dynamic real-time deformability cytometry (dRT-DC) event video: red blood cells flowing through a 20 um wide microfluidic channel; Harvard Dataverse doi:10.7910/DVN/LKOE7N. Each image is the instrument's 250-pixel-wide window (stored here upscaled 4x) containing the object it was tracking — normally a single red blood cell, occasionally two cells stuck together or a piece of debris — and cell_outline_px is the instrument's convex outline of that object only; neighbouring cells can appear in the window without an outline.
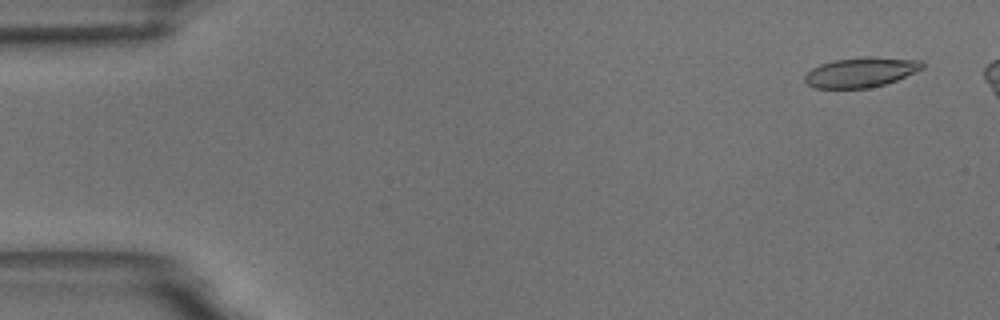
{"species": "common noctule bat (a hibernating species)", "species_latin": "Nyctalus noctula", "temperature_condition": "room temperature", "stored_images_in_passage": 27, "camera_frame_rate_fps": 3000, "um_per_image_px": 0.085, "animal": {"sex": "male", "body_mass_g": 18.8}, "frame": {"image": 1, "passage_image": 3, "time_ms": 0.667, "image_size_px": [1000, 320], "cell_outline_px": [[924, 68], [896, 80], [884, 84], [868, 88], [816, 88], [808, 84], [804, 80], [804, 76], [812, 68], [820, 64], [832, 60], [868, 56], [920, 60], [924, 64]], "centroid_in_image_um": [73.17, 6.13], "position_along_channel_um": 11.8, "area_um2": 20.4}}
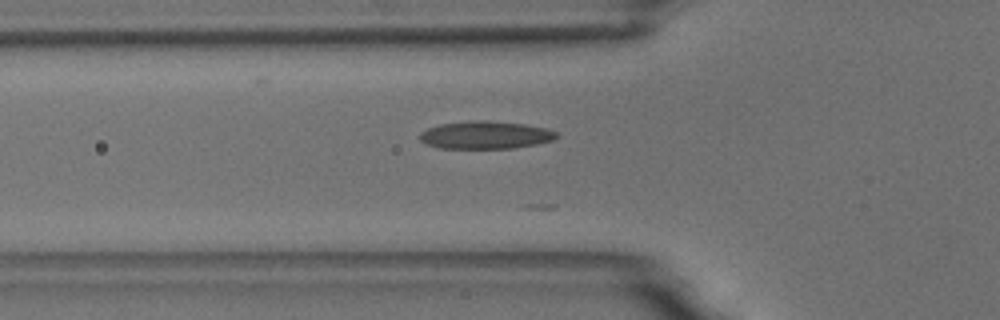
{"frame": {"image": 2, "passage_image": 19, "time_ms": 6.0, "image_size_px": [1000, 320], "cell_outline_px": [[560, 136], [552, 140], [536, 144], [512, 148], [440, 148], [428, 144], [420, 140], [420, 132], [428, 128], [440, 124], [476, 120], [488, 120], [524, 124], [548, 128], [556, 132]], "centroid_in_image_um": [41.29, 11.47], "position_along_channel_um": 84.5, "area_um2": 22.02}}